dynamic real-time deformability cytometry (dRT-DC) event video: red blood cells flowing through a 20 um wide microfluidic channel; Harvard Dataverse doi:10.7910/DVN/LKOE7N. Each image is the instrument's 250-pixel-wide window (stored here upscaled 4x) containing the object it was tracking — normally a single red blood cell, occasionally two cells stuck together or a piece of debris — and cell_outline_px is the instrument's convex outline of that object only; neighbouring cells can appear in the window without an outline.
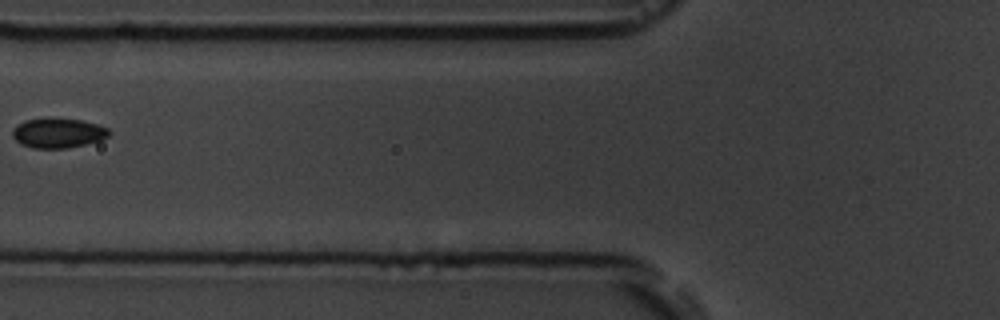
{"species": "common noctule bat (a hibernating species)", "species_latin": "Nyctalus noctula", "temperature_condition": "room temperature", "stored_images_in_passage": 3, "camera_frame_rate_fps": 3000, "um_per_image_px": 0.085, "animal": {"sex": "male", "body_mass_g": 19.5, "forearm_length_mm": 54.6}, "frame": {"image": 1, "passage_image": 3, "time_ms": 2.0, "image_size_px": [1000, 320], "cell_outline_px": [[112, 132], [108, 136], [100, 140], [84, 144], [64, 148], [32, 148], [20, 144], [12, 136], [12, 128], [16, 124], [24, 120], [48, 116], [80, 120], [96, 124], [108, 128]], "centroid_in_image_um": [4.88, 11.27], "position_along_channel_um": 120.9, "area_um2": 17.11}}